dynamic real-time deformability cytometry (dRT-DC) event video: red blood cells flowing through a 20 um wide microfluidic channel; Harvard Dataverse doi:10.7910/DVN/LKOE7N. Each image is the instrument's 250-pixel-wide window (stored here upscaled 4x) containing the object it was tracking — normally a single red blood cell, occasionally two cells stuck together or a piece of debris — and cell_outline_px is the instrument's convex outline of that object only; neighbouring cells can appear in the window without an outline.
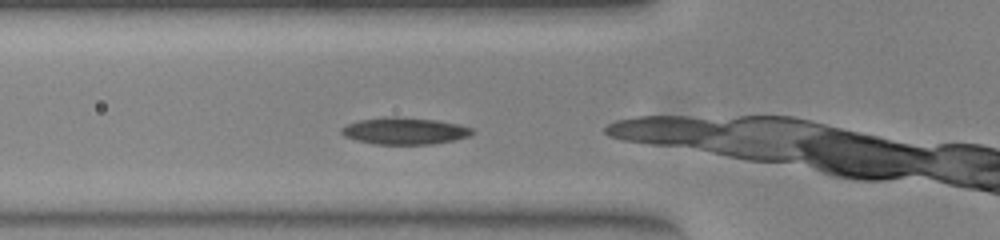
{"species": "common noctule bat (a hibernating species)", "species_latin": "Nyctalus noctula", "temperature_condition": "warm", "stored_images_in_passage": 12, "camera_frame_rate_fps": 3000, "um_per_image_px": 0.085, "animal": {"sex": "female", "body_mass_g": 23.0, "forearm_length_mm": 53.4}, "frame": {"image": 1, "passage_image": 3, "time_ms": 0.667, "image_size_px": [1000, 240], "cell_outline_px": [[476, 132], [468, 136], [452, 140], [432, 144], [372, 144], [356, 140], [344, 136], [340, 132], [340, 128], [348, 124], [360, 120], [388, 116], [396, 116], [436, 120], [456, 124], [472, 128]], "centroid_in_image_um": [34.36, 11.13], "position_along_channel_um": 91.4, "area_um2": 20.4}}